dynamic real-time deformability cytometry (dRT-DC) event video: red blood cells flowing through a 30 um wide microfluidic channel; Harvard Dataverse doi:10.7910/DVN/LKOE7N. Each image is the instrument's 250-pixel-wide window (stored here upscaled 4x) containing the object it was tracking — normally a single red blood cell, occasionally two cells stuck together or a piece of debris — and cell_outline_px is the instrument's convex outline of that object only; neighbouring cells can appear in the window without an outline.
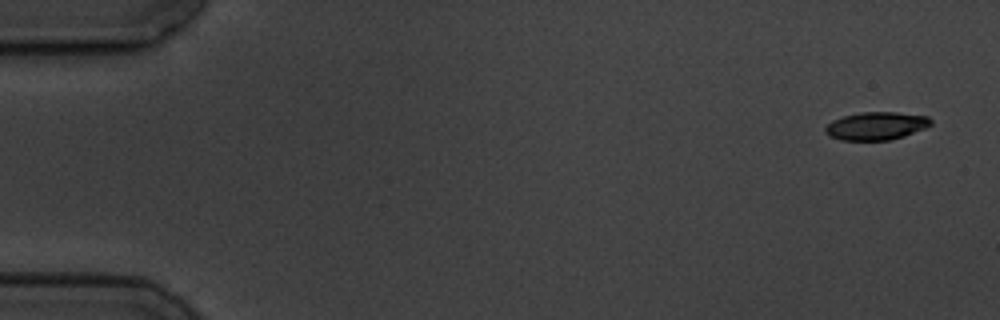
{"species": "common noctule bat (a hibernating species)", "species_latin": "Nyctalus noctula", "temperature_condition": "cold", "stored_images_in_passage": 4, "camera_frame_rate_fps": 3000, "um_per_image_px": 0.085, "animal": {"sex": "male", "body_mass_g": 19.5, "forearm_length_mm": 54.6}, "frame": {"image": 1, "passage_image": 1, "time_ms": 0.0, "image_size_px": [1000, 320], "cell_outline_px": [[932, 124], [924, 128], [904, 136], [892, 140], [840, 140], [824, 132], [824, 128], [832, 120], [844, 116], [860, 112], [896, 112], [928, 116], [932, 120]], "centroid_in_image_um": [74.48, 10.7], "position_along_channel_um": 10.5, "area_um2": 17.17}}